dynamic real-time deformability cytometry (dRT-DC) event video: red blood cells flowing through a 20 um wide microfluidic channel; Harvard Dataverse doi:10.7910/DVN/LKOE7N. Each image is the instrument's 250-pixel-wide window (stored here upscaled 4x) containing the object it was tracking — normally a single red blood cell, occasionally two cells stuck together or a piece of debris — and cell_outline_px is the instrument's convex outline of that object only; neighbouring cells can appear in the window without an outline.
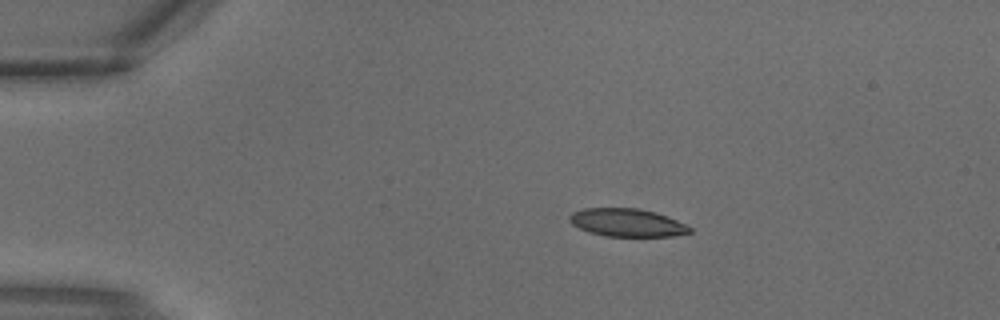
{"species": "common noctule bat (a hibernating species)", "species_latin": "Nyctalus noctula", "temperature_condition": "warm", "stored_images_in_passage": 2, "camera_frame_rate_fps": 3000, "um_per_image_px": 0.085, "animal": {"sex": "male", "body_mass_g": 18.8}, "frame": {"image": 1, "passage_image": 1, "time_ms": 0.0, "image_size_px": [1000, 320], "cell_outline_px": [[692, 232], [672, 236], [604, 236], [588, 232], [572, 224], [568, 220], [568, 216], [572, 212], [584, 208], [640, 208], [656, 212], [668, 216], [692, 228]], "centroid_in_image_um": [53.28, 18.91], "position_along_channel_um": 31.7, "area_um2": 19.71}}
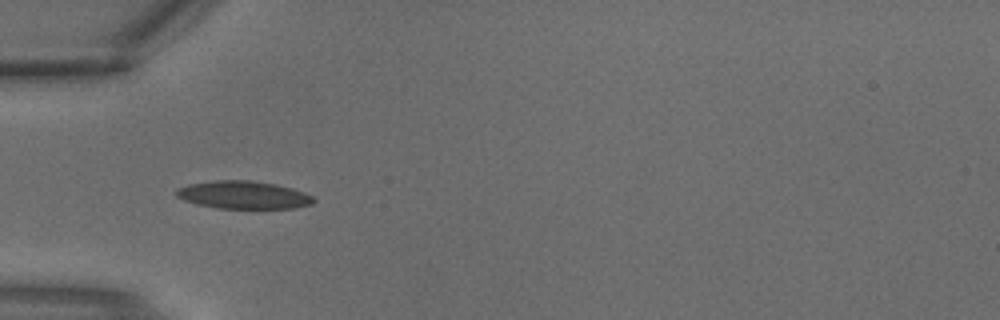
{"frame": {"image": 2, "passage_image": 2, "time_ms": 0.333, "image_size_px": [1000, 320], "cell_outline_px": [[316, 200], [312, 204], [296, 208], [216, 208], [196, 204], [184, 200], [176, 196], [172, 192], [176, 188], [188, 184], [216, 180], [252, 180], [276, 184], [292, 188], [304, 192], [312, 196]], "centroid_in_image_um": [20.66, 16.56], "position_along_channel_um": 64.3, "area_um2": 22.48}}